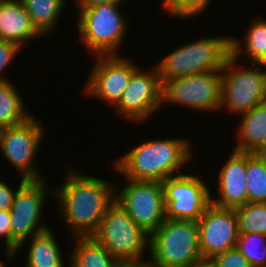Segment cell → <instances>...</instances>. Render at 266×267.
Here are the masks:
<instances>
[{"mask_svg":"<svg viewBox=\"0 0 266 267\" xmlns=\"http://www.w3.org/2000/svg\"><path fill=\"white\" fill-rule=\"evenodd\" d=\"M161 105L162 82L155 66L152 72L147 73L137 68L114 107L123 117L140 123Z\"/></svg>","mask_w":266,"mask_h":267,"instance_id":"obj_13","label":"cell"},{"mask_svg":"<svg viewBox=\"0 0 266 267\" xmlns=\"http://www.w3.org/2000/svg\"><path fill=\"white\" fill-rule=\"evenodd\" d=\"M43 179L22 178L10 208L11 237L19 245H24L29 235H37L49 227L39 225L46 195ZM46 189V190H45Z\"/></svg>","mask_w":266,"mask_h":267,"instance_id":"obj_11","label":"cell"},{"mask_svg":"<svg viewBox=\"0 0 266 267\" xmlns=\"http://www.w3.org/2000/svg\"><path fill=\"white\" fill-rule=\"evenodd\" d=\"M37 31L44 36L52 30L66 0H20Z\"/></svg>","mask_w":266,"mask_h":267,"instance_id":"obj_22","label":"cell"},{"mask_svg":"<svg viewBox=\"0 0 266 267\" xmlns=\"http://www.w3.org/2000/svg\"><path fill=\"white\" fill-rule=\"evenodd\" d=\"M221 93V71L173 78L162 83V103L182 104L201 111L219 110Z\"/></svg>","mask_w":266,"mask_h":267,"instance_id":"obj_9","label":"cell"},{"mask_svg":"<svg viewBox=\"0 0 266 267\" xmlns=\"http://www.w3.org/2000/svg\"><path fill=\"white\" fill-rule=\"evenodd\" d=\"M26 267H63L61 252L53 231L45 230L31 237Z\"/></svg>","mask_w":266,"mask_h":267,"instance_id":"obj_20","label":"cell"},{"mask_svg":"<svg viewBox=\"0 0 266 267\" xmlns=\"http://www.w3.org/2000/svg\"><path fill=\"white\" fill-rule=\"evenodd\" d=\"M0 237H5V247L9 259L19 250V245L11 237L10 210L0 209Z\"/></svg>","mask_w":266,"mask_h":267,"instance_id":"obj_29","label":"cell"},{"mask_svg":"<svg viewBox=\"0 0 266 267\" xmlns=\"http://www.w3.org/2000/svg\"><path fill=\"white\" fill-rule=\"evenodd\" d=\"M236 248L252 267H266V235L239 233Z\"/></svg>","mask_w":266,"mask_h":267,"instance_id":"obj_25","label":"cell"},{"mask_svg":"<svg viewBox=\"0 0 266 267\" xmlns=\"http://www.w3.org/2000/svg\"><path fill=\"white\" fill-rule=\"evenodd\" d=\"M254 154L266 165V143Z\"/></svg>","mask_w":266,"mask_h":267,"instance_id":"obj_33","label":"cell"},{"mask_svg":"<svg viewBox=\"0 0 266 267\" xmlns=\"http://www.w3.org/2000/svg\"><path fill=\"white\" fill-rule=\"evenodd\" d=\"M57 193L62 216L74 237L94 236L107 207L115 200V187L102 179L69 170Z\"/></svg>","mask_w":266,"mask_h":267,"instance_id":"obj_1","label":"cell"},{"mask_svg":"<svg viewBox=\"0 0 266 267\" xmlns=\"http://www.w3.org/2000/svg\"><path fill=\"white\" fill-rule=\"evenodd\" d=\"M243 41L245 55L250 57L251 63H260L266 56V21L254 20Z\"/></svg>","mask_w":266,"mask_h":267,"instance_id":"obj_26","label":"cell"},{"mask_svg":"<svg viewBox=\"0 0 266 267\" xmlns=\"http://www.w3.org/2000/svg\"><path fill=\"white\" fill-rule=\"evenodd\" d=\"M21 47L11 43L9 41L0 40V81H6L8 79H4L1 76L5 67L11 63L13 58H16L17 53H19Z\"/></svg>","mask_w":266,"mask_h":267,"instance_id":"obj_30","label":"cell"},{"mask_svg":"<svg viewBox=\"0 0 266 267\" xmlns=\"http://www.w3.org/2000/svg\"><path fill=\"white\" fill-rule=\"evenodd\" d=\"M239 233H258L266 235V203L248 202L235 209Z\"/></svg>","mask_w":266,"mask_h":267,"instance_id":"obj_24","label":"cell"},{"mask_svg":"<svg viewBox=\"0 0 266 267\" xmlns=\"http://www.w3.org/2000/svg\"><path fill=\"white\" fill-rule=\"evenodd\" d=\"M197 222L203 260H211L216 255L236 247L239 226L235 209L211 204Z\"/></svg>","mask_w":266,"mask_h":267,"instance_id":"obj_14","label":"cell"},{"mask_svg":"<svg viewBox=\"0 0 266 267\" xmlns=\"http://www.w3.org/2000/svg\"><path fill=\"white\" fill-rule=\"evenodd\" d=\"M241 45L244 44L232 39V54L221 70V108L225 106L227 111L242 115L265 102L266 71H261L258 67L245 70L234 67L241 55Z\"/></svg>","mask_w":266,"mask_h":267,"instance_id":"obj_6","label":"cell"},{"mask_svg":"<svg viewBox=\"0 0 266 267\" xmlns=\"http://www.w3.org/2000/svg\"><path fill=\"white\" fill-rule=\"evenodd\" d=\"M78 9L90 7L102 3H122L124 0H76Z\"/></svg>","mask_w":266,"mask_h":267,"instance_id":"obj_32","label":"cell"},{"mask_svg":"<svg viewBox=\"0 0 266 267\" xmlns=\"http://www.w3.org/2000/svg\"><path fill=\"white\" fill-rule=\"evenodd\" d=\"M5 265H3L2 261H0V267H4Z\"/></svg>","mask_w":266,"mask_h":267,"instance_id":"obj_37","label":"cell"},{"mask_svg":"<svg viewBox=\"0 0 266 267\" xmlns=\"http://www.w3.org/2000/svg\"><path fill=\"white\" fill-rule=\"evenodd\" d=\"M96 57L98 62L88 79L85 93L115 106L121 99L133 72L139 67L119 55Z\"/></svg>","mask_w":266,"mask_h":267,"instance_id":"obj_15","label":"cell"},{"mask_svg":"<svg viewBox=\"0 0 266 267\" xmlns=\"http://www.w3.org/2000/svg\"><path fill=\"white\" fill-rule=\"evenodd\" d=\"M94 237L121 264H143L150 235L140 228L115 199L106 210Z\"/></svg>","mask_w":266,"mask_h":267,"instance_id":"obj_5","label":"cell"},{"mask_svg":"<svg viewBox=\"0 0 266 267\" xmlns=\"http://www.w3.org/2000/svg\"><path fill=\"white\" fill-rule=\"evenodd\" d=\"M211 260L217 267H252L236 247L216 255Z\"/></svg>","mask_w":266,"mask_h":267,"instance_id":"obj_28","label":"cell"},{"mask_svg":"<svg viewBox=\"0 0 266 267\" xmlns=\"http://www.w3.org/2000/svg\"><path fill=\"white\" fill-rule=\"evenodd\" d=\"M41 36L20 0L0 1V40L22 48L26 40Z\"/></svg>","mask_w":266,"mask_h":267,"instance_id":"obj_17","label":"cell"},{"mask_svg":"<svg viewBox=\"0 0 266 267\" xmlns=\"http://www.w3.org/2000/svg\"><path fill=\"white\" fill-rule=\"evenodd\" d=\"M166 219L198 221L212 204L209 188L190 174H179L162 181Z\"/></svg>","mask_w":266,"mask_h":267,"instance_id":"obj_10","label":"cell"},{"mask_svg":"<svg viewBox=\"0 0 266 267\" xmlns=\"http://www.w3.org/2000/svg\"><path fill=\"white\" fill-rule=\"evenodd\" d=\"M118 5L121 4L102 3L79 9L77 26L81 41L97 56L118 55L115 50L121 45L127 26Z\"/></svg>","mask_w":266,"mask_h":267,"instance_id":"obj_7","label":"cell"},{"mask_svg":"<svg viewBox=\"0 0 266 267\" xmlns=\"http://www.w3.org/2000/svg\"><path fill=\"white\" fill-rule=\"evenodd\" d=\"M38 123L30 117L21 124L0 131V150L14 167L21 170L22 178L26 180L42 179L34 166V157L44 136Z\"/></svg>","mask_w":266,"mask_h":267,"instance_id":"obj_12","label":"cell"},{"mask_svg":"<svg viewBox=\"0 0 266 267\" xmlns=\"http://www.w3.org/2000/svg\"><path fill=\"white\" fill-rule=\"evenodd\" d=\"M263 66V67H266V56L264 57V59L260 62V63H258V66Z\"/></svg>","mask_w":266,"mask_h":267,"instance_id":"obj_36","label":"cell"},{"mask_svg":"<svg viewBox=\"0 0 266 267\" xmlns=\"http://www.w3.org/2000/svg\"><path fill=\"white\" fill-rule=\"evenodd\" d=\"M191 149L188 141L178 138L146 141L120 157L114 167L126 179L162 182L180 171L191 158Z\"/></svg>","mask_w":266,"mask_h":267,"instance_id":"obj_2","label":"cell"},{"mask_svg":"<svg viewBox=\"0 0 266 267\" xmlns=\"http://www.w3.org/2000/svg\"><path fill=\"white\" fill-rule=\"evenodd\" d=\"M15 191L8 186L5 182L0 180V209L1 210H10L14 196Z\"/></svg>","mask_w":266,"mask_h":267,"instance_id":"obj_31","label":"cell"},{"mask_svg":"<svg viewBox=\"0 0 266 267\" xmlns=\"http://www.w3.org/2000/svg\"><path fill=\"white\" fill-rule=\"evenodd\" d=\"M70 267H120L121 263L94 237H76Z\"/></svg>","mask_w":266,"mask_h":267,"instance_id":"obj_19","label":"cell"},{"mask_svg":"<svg viewBox=\"0 0 266 267\" xmlns=\"http://www.w3.org/2000/svg\"><path fill=\"white\" fill-rule=\"evenodd\" d=\"M192 267H217L212 260H201Z\"/></svg>","mask_w":266,"mask_h":267,"instance_id":"obj_34","label":"cell"},{"mask_svg":"<svg viewBox=\"0 0 266 267\" xmlns=\"http://www.w3.org/2000/svg\"><path fill=\"white\" fill-rule=\"evenodd\" d=\"M127 184L115 199L133 221L149 235L166 220L162 182L126 179Z\"/></svg>","mask_w":266,"mask_h":267,"instance_id":"obj_8","label":"cell"},{"mask_svg":"<svg viewBox=\"0 0 266 267\" xmlns=\"http://www.w3.org/2000/svg\"><path fill=\"white\" fill-rule=\"evenodd\" d=\"M248 202L266 203V165L254 154L246 153Z\"/></svg>","mask_w":266,"mask_h":267,"instance_id":"obj_23","label":"cell"},{"mask_svg":"<svg viewBox=\"0 0 266 267\" xmlns=\"http://www.w3.org/2000/svg\"><path fill=\"white\" fill-rule=\"evenodd\" d=\"M211 0H163L164 7L173 16L188 18L201 14Z\"/></svg>","mask_w":266,"mask_h":267,"instance_id":"obj_27","label":"cell"},{"mask_svg":"<svg viewBox=\"0 0 266 267\" xmlns=\"http://www.w3.org/2000/svg\"><path fill=\"white\" fill-rule=\"evenodd\" d=\"M232 54L231 37H209L185 44L158 65L161 82L203 72L221 71Z\"/></svg>","mask_w":266,"mask_h":267,"instance_id":"obj_4","label":"cell"},{"mask_svg":"<svg viewBox=\"0 0 266 267\" xmlns=\"http://www.w3.org/2000/svg\"><path fill=\"white\" fill-rule=\"evenodd\" d=\"M150 267H192L202 260L198 222L166 219L150 235Z\"/></svg>","mask_w":266,"mask_h":267,"instance_id":"obj_3","label":"cell"},{"mask_svg":"<svg viewBox=\"0 0 266 267\" xmlns=\"http://www.w3.org/2000/svg\"><path fill=\"white\" fill-rule=\"evenodd\" d=\"M239 143L234 150L243 153H255L266 143V102L257 104L242 114Z\"/></svg>","mask_w":266,"mask_h":267,"instance_id":"obj_18","label":"cell"},{"mask_svg":"<svg viewBox=\"0 0 266 267\" xmlns=\"http://www.w3.org/2000/svg\"><path fill=\"white\" fill-rule=\"evenodd\" d=\"M15 87L9 82L0 81V129L21 124L30 117Z\"/></svg>","mask_w":266,"mask_h":267,"instance_id":"obj_21","label":"cell"},{"mask_svg":"<svg viewBox=\"0 0 266 267\" xmlns=\"http://www.w3.org/2000/svg\"><path fill=\"white\" fill-rule=\"evenodd\" d=\"M120 267H150L147 263L143 264H121Z\"/></svg>","mask_w":266,"mask_h":267,"instance_id":"obj_35","label":"cell"},{"mask_svg":"<svg viewBox=\"0 0 266 267\" xmlns=\"http://www.w3.org/2000/svg\"><path fill=\"white\" fill-rule=\"evenodd\" d=\"M219 199L212 204L236 209L248 203L246 184V153L234 150L219 172Z\"/></svg>","mask_w":266,"mask_h":267,"instance_id":"obj_16","label":"cell"}]
</instances>
